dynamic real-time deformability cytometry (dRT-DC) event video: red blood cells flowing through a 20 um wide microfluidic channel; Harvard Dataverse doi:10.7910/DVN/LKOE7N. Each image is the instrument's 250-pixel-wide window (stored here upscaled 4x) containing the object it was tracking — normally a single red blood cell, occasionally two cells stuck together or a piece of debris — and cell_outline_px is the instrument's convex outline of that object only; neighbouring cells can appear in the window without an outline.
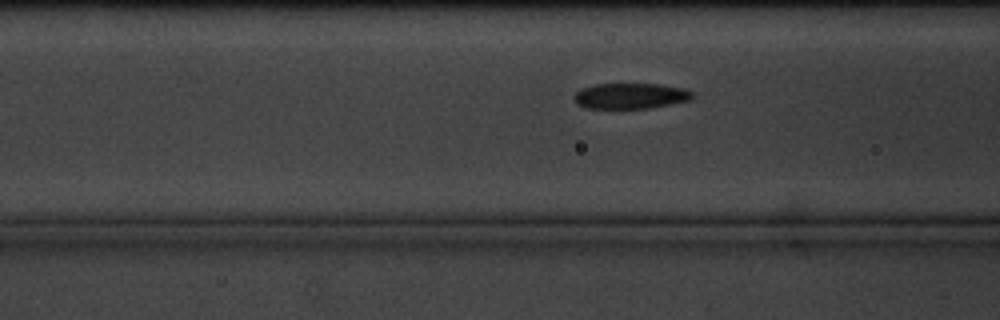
{"species": "common noctule bat (a hibernating species)", "species_latin": "Nyctalus noctula", "temperature_condition": "cold", "stored_images_in_passage": 7, "camera_frame_rate_fps": 3000, "um_per_image_px": 0.085, "animal": {"sex": "male", "body_mass_g": 20.1, "forearm_length_mm": 53.5}, "frame": {"image": 1, "passage_image": 4, "time_ms": 4.333, "image_size_px": [1000, 320], "cell_outline_px": [[696, 96], [692, 100], [672, 104], [648, 108], [588, 108], [576, 104], [576, 92], [584, 88], [596, 84], [660, 84], [684, 88], [692, 92]], "centroid_in_image_um": [53.68, 8.15], "position_along_channel_um": 112.9, "area_um2": 17.63}}
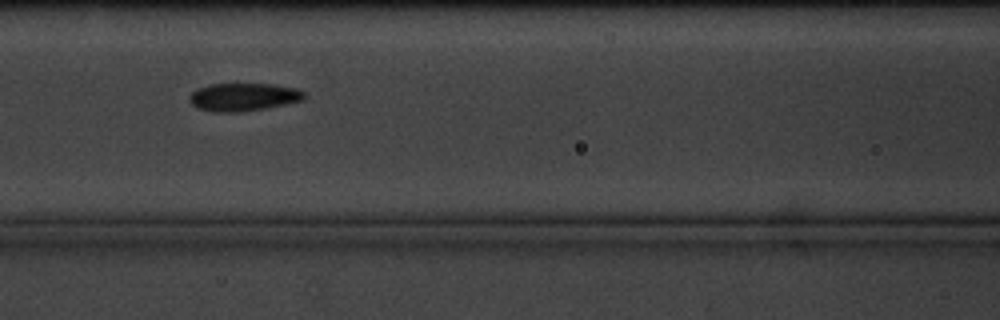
{"frame": {"image": 2, "passage_image": 5, "time_ms": 5.333, "image_size_px": [1000, 320], "cell_outline_px": [[304, 100], [264, 108], [240, 112], [212, 112], [196, 108], [188, 100], [188, 96], [196, 88], [208, 84], [272, 84], [296, 88], [304, 92]], "centroid_in_image_um": [20.62, 8.24], "position_along_channel_um": 146.0, "area_um2": 18.79}}